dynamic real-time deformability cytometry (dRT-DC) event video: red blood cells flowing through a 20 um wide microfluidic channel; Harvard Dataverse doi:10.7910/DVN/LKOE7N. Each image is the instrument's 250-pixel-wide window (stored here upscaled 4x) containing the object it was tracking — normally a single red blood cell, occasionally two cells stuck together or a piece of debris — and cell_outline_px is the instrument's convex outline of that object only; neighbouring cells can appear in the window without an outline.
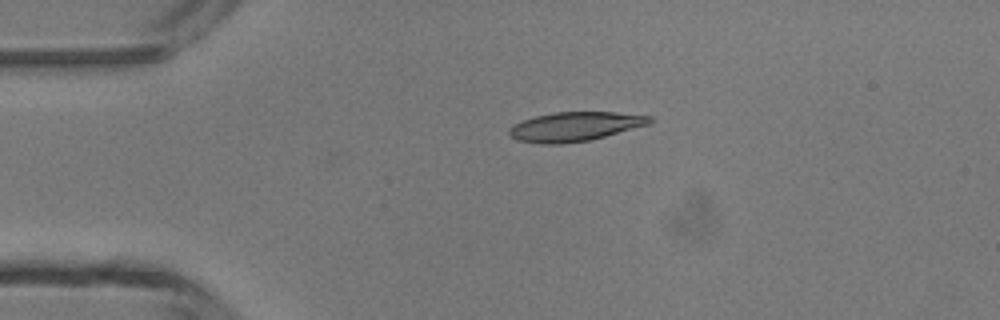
{"species": "common noctule bat (a hibernating species)", "species_latin": "Nyctalus noctula", "temperature_condition": "room temperature", "stored_images_in_passage": 2, "camera_frame_rate_fps": 3000, "um_per_image_px": 0.085, "animal": {"sex": "male", "body_mass_g": 13.3}, "frame": {"image": 1, "passage_image": 1, "time_ms": 0.0, "image_size_px": [1000, 320], "cell_outline_px": [[656, 120], [648, 124], [592, 140], [560, 144], [540, 144], [516, 140], [508, 132], [508, 128], [524, 120], [536, 116], [552, 112], [616, 112], [652, 116]], "centroid_in_image_um": [48.89, 10.76], "position_along_channel_um": 36.1, "area_um2": 23.99}}